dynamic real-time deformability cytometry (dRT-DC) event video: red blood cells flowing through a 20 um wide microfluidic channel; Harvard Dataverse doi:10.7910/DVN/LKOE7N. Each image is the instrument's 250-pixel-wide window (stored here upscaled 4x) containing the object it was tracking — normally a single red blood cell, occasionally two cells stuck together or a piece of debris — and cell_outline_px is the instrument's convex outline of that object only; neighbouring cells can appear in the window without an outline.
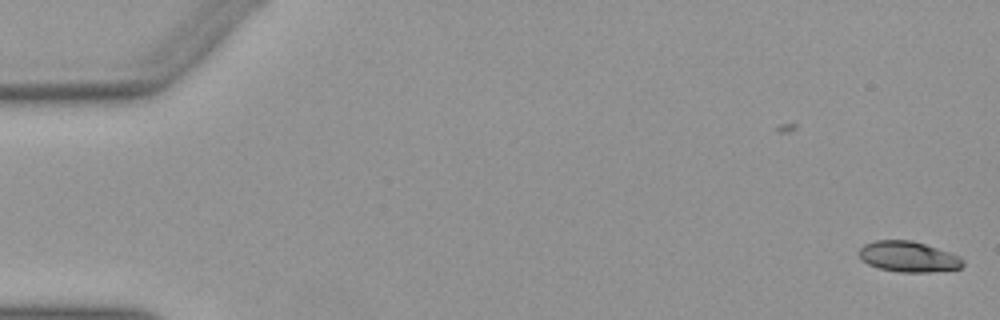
{"species": "Egyptian fruit bat (a non-hibernating species)", "species_latin": "Rousettus aegyptiacus", "temperature_condition": "warm", "stored_images_in_passage": 6, "camera_frame_rate_fps": 3000, "um_per_image_px": 0.085, "animal": {"sex": "female"}, "frame": {"image": 1, "passage_image": 6, "time_ms": 1.667, "image_size_px": [1000, 320], "cell_outline_px": [[964, 264], [960, 268], [928, 272], [900, 272], [880, 268], [868, 264], [860, 256], [860, 248], [864, 244], [876, 240], [912, 240], [960, 256], [964, 260]], "centroid_in_image_um": [77.22, 21.81], "position_along_channel_um": 7.8, "area_um2": 18.26}}